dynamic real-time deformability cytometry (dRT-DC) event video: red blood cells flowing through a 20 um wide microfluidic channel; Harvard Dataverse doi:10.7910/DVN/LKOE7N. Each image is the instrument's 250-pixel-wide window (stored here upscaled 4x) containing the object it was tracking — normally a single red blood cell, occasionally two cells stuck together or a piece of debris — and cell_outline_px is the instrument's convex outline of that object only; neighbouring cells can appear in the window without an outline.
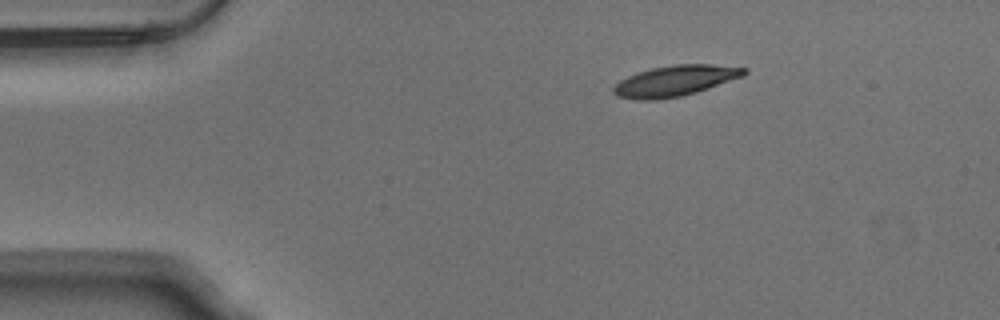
{"species": "Egyptian fruit bat (a non-hibernating species)", "species_latin": "Rousettus aegyptiacus", "temperature_condition": "warm", "stored_images_in_passage": 45, "camera_frame_rate_fps": 3000, "um_per_image_px": 0.085, "animal": {"sex": "male"}, "frame": {"image": 1, "passage_image": 1, "time_ms": 0.0, "image_size_px": [1000, 320], "cell_outline_px": [[748, 72], [744, 76], [696, 92], [680, 96], [656, 100], [640, 100], [616, 96], [612, 92], [612, 88], [620, 80], [628, 76], [652, 68], [676, 64], [712, 64], [748, 68]], "centroid_in_image_um": [57.4, 6.87], "position_along_channel_um": 27.6, "area_um2": 23.29}}
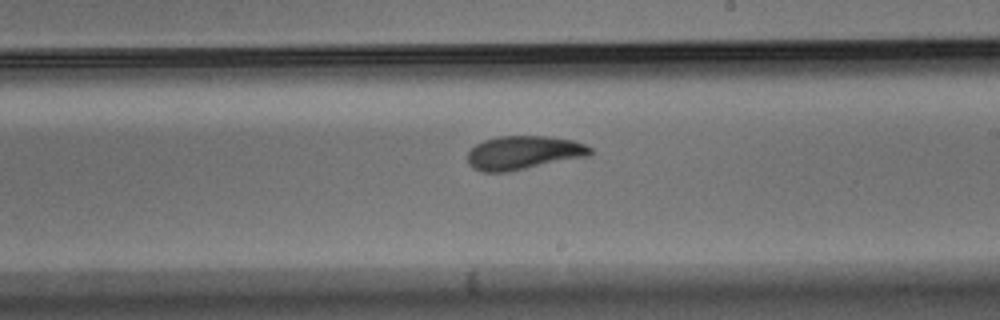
{"frame": {"image": 2, "passage_image": 23, "time_ms": 7.333, "image_size_px": [1000, 320], "cell_outline_px": [[592, 156], [508, 172], [484, 172], [472, 168], [468, 164], [468, 152], [476, 144], [484, 140], [496, 136], [548, 136], [572, 140], [584, 144], [592, 148]], "centroid_in_image_um": [44.52, 12.99], "position_along_channel_um": 244.5, "area_um2": 24.39}}
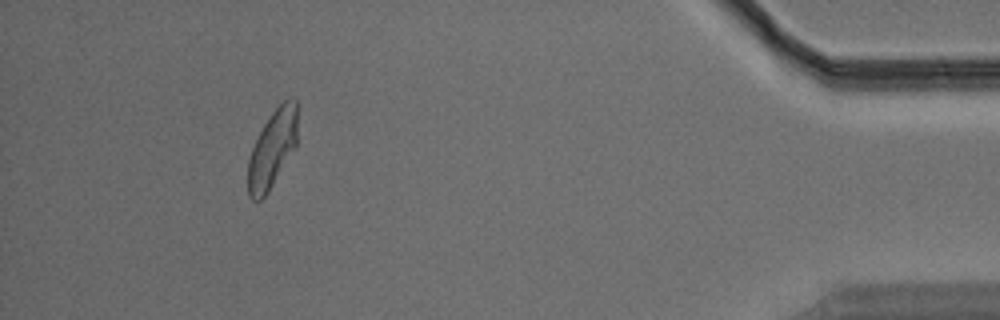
{"frame": {"image": 3, "passage_image": 41, "time_ms": 13.333, "image_size_px": [1000, 320], "cell_outline_px": [[296, 144], [268, 192], [260, 200], [252, 200], [248, 196], [248, 160], [252, 148], [264, 124], [272, 112], [288, 96], [296, 96]], "centroid_in_image_um": [23.13, 12.64], "position_along_channel_um": 412.1, "area_um2": 21.96}, "authors_computed_cell_mechanics": {"area_um2": 23.7558, "velocity_mm_per_s": 3.7953, "shape_relaxation_time_tau1_ms": 3.434, "shape_relaxation_time_tau2_ms": 2.6774, "deformation_change_tau1": 0.1772, "deformation_change_tau2": 0.1008}}